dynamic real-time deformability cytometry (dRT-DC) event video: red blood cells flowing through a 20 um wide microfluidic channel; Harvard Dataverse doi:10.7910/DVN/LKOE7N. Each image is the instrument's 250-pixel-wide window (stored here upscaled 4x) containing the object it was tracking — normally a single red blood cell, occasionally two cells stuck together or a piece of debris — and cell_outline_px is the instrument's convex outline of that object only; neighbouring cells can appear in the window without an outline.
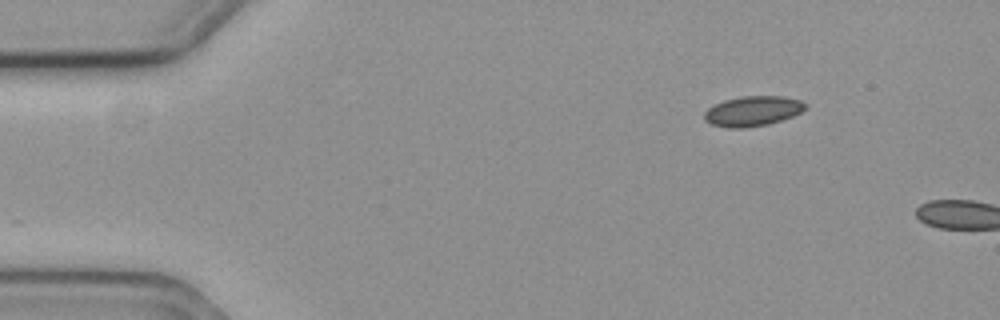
{"species": "common noctule bat (a hibernating species)", "species_latin": "Nyctalus noctula", "temperature_condition": "cold", "stored_images_in_passage": 3, "camera_frame_rate_fps": 3000, "um_per_image_px": 0.085, "animal": {"sex": "female", "body_mass_g": 19.3, "forearm_length_mm": 54.1}, "frame": {"image": 1, "passage_image": 1, "time_ms": 0.0, "image_size_px": [1000, 320], "cell_outline_px": [[808, 104], [800, 112], [792, 116], [768, 124], [744, 128], [728, 128], [712, 124], [704, 120], [704, 112], [708, 108], [724, 100], [740, 96], [784, 96], [800, 100]], "centroid_in_image_um": [63.97, 9.44], "position_along_channel_um": 21.0, "area_um2": 17.63}}